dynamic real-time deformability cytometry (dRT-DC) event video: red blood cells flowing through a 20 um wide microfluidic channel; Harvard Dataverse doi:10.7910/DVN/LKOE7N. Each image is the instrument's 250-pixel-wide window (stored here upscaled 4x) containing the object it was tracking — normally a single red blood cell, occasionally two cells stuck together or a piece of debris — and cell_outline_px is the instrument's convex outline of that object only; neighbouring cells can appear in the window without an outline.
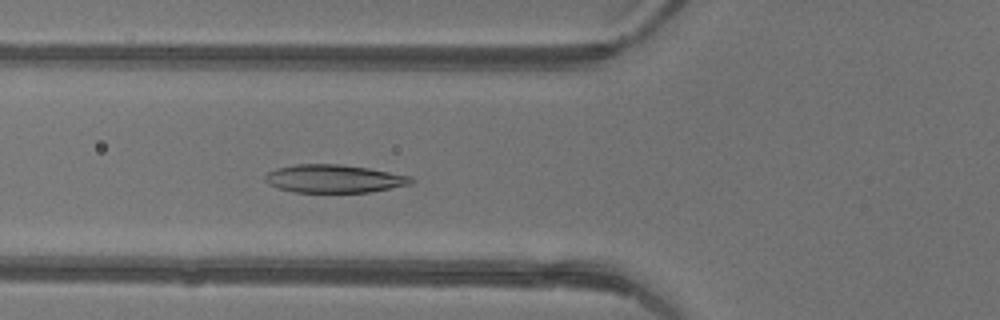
{"species": "common noctule bat (a hibernating species)", "species_latin": "Nyctalus noctula", "temperature_condition": "warm", "stored_images_in_passage": 44, "camera_frame_rate_fps": 3000, "um_per_image_px": 0.085, "animal": {"sex": "female"}, "frame": {"image": 1, "passage_image": 15, "time_ms": 4.667, "image_size_px": [1000, 320], "cell_outline_px": [[416, 180], [412, 184], [368, 192], [292, 192], [276, 188], [268, 184], [264, 180], [264, 176], [268, 172], [276, 168], [296, 164], [340, 164], [368, 168], [412, 176]], "centroid_in_image_um": [28.38, 15.19], "position_along_channel_um": 97.4, "area_um2": 24.04}}
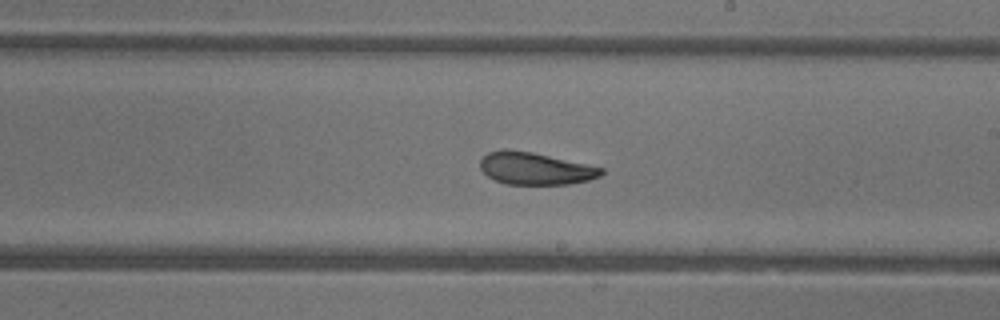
{"frame": {"image": 2, "passage_image": 25, "time_ms": 8.0, "image_size_px": [1000, 320], "cell_outline_px": [[604, 172], [600, 176], [588, 180], [568, 184], [504, 184], [488, 176], [480, 168], [480, 160], [488, 152], [504, 148], [532, 152], [604, 168]], "centroid_in_image_um": [45.47, 14.32], "position_along_channel_um": 243.5, "area_um2": 22.66}}
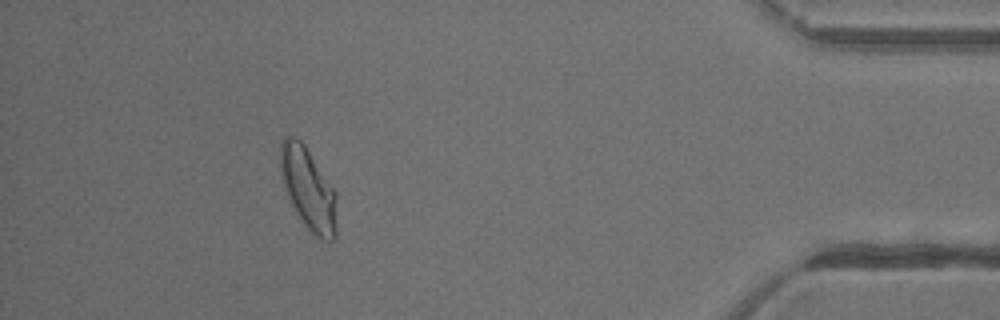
{"frame": {"image": 3, "passage_image": 40, "time_ms": 13.0, "image_size_px": [1000, 320], "cell_outline_px": [[336, 236], [332, 240], [324, 240], [316, 236], [300, 220], [288, 196], [284, 184], [280, 168], [280, 144], [284, 136], [296, 136], [304, 144], [336, 192]], "centroid_in_image_um": [26.2, 16.03], "position_along_channel_um": 409.0, "area_um2": 26.7}, "authors_computed_cell_mechanics": {"area_um2": 24.565, "velocity_mm_per_s": 4.3758, "shape_relaxation_time_tau1_ms": 4.1144, "shape_relaxation_time_tau2_ms": 2.014, "deformation_change_tau1": 0.137, "deformation_change_tau2": 0.0678}}